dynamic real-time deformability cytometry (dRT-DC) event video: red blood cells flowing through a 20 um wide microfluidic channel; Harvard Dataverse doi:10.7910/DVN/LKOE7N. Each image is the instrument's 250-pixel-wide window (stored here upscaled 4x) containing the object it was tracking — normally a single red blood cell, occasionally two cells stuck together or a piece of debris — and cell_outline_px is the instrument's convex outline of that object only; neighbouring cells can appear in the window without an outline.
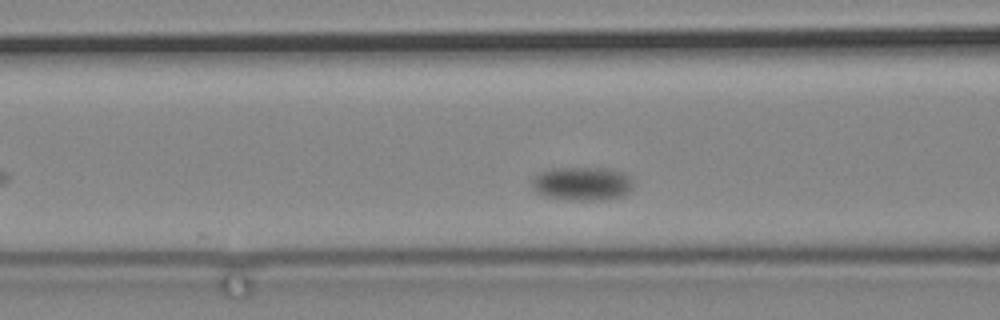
{"species": "common noctule bat (a hibernating species)", "species_latin": "Nyctalus noctula", "temperature_condition": "cold", "stored_images_in_passage": 62, "camera_frame_rate_fps": 3000, "um_per_image_px": 0.085, "animal": {"sex": "male", "body_mass_g": 19.2, "forearm_length_mm": 51.8}, "frame": {"image": 1, "passage_image": 33, "time_ms": 10.667, "image_size_px": [1000, 320], "cell_outline_px": [[632, 188], [624, 196], [604, 200], [568, 200], [544, 196], [536, 192], [532, 188], [532, 176], [540, 172], [552, 168], [608, 168], [624, 172], [632, 180]], "centroid_in_image_um": [49.47, 15.61], "position_along_channel_um": 117.1, "area_um2": 20.17}}
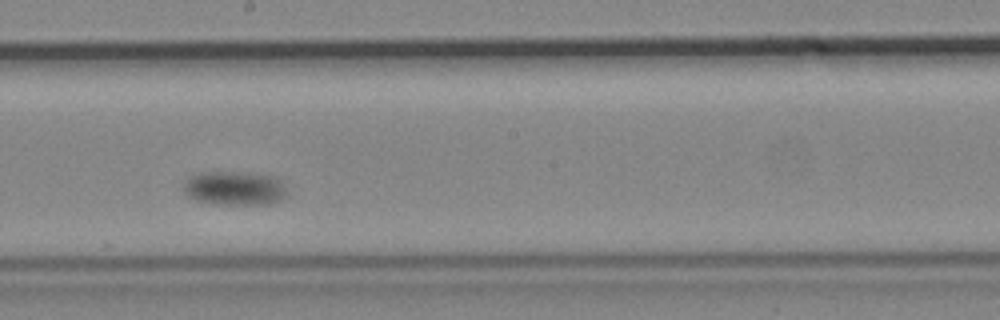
{"frame": {"image": 2, "passage_image": 46, "time_ms": 15.0, "image_size_px": [1000, 320], "cell_outline_px": [[288, 196], [272, 204], [224, 204], [196, 200], [188, 196], [180, 188], [188, 176], [200, 172], [240, 172], [276, 176], [280, 180]], "centroid_in_image_um": [19.91, 15.99], "position_along_channel_um": 228.3, "area_um2": 20.69}}
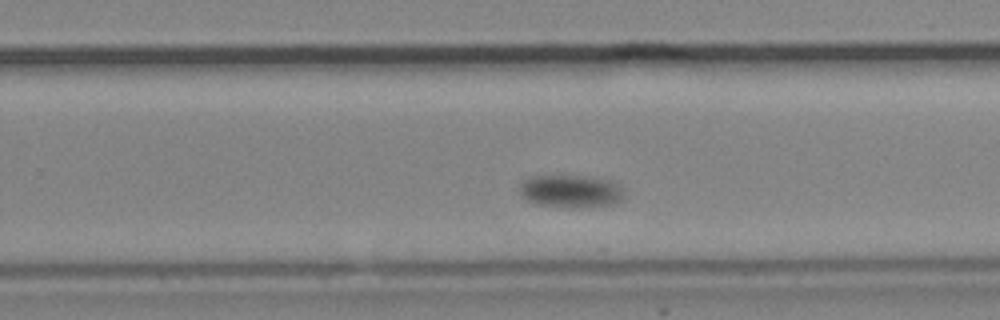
{"frame": {"image": 3, "passage_image": 52, "time_ms": 17.0, "image_size_px": [1000, 320], "cell_outline_px": [[624, 196], [620, 200], [612, 204], [584, 208], [568, 208], [536, 204], [528, 200], [520, 192], [520, 184], [528, 176], [592, 176], [612, 180], [624, 192]], "centroid_in_image_um": [48.53, 16.26], "position_along_channel_um": 281.3, "area_um2": 20.11}}